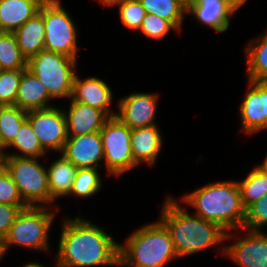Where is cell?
Returning <instances> with one entry per match:
<instances>
[{
    "label": "cell",
    "instance_id": "ba28073f",
    "mask_svg": "<svg viewBox=\"0 0 267 267\" xmlns=\"http://www.w3.org/2000/svg\"><path fill=\"white\" fill-rule=\"evenodd\" d=\"M45 30L44 50L59 53L77 60V28L70 13L63 8L60 0L43 2Z\"/></svg>",
    "mask_w": 267,
    "mask_h": 267
},
{
    "label": "cell",
    "instance_id": "484cf974",
    "mask_svg": "<svg viewBox=\"0 0 267 267\" xmlns=\"http://www.w3.org/2000/svg\"><path fill=\"white\" fill-rule=\"evenodd\" d=\"M9 147L16 148L18 152H13L11 154L8 151H4L2 156L40 158L47 153L41 147L36 134L33 132L32 127L27 120L22 124L14 141L7 148Z\"/></svg>",
    "mask_w": 267,
    "mask_h": 267
},
{
    "label": "cell",
    "instance_id": "52a82bcc",
    "mask_svg": "<svg viewBox=\"0 0 267 267\" xmlns=\"http://www.w3.org/2000/svg\"><path fill=\"white\" fill-rule=\"evenodd\" d=\"M76 63L75 58L43 50L28 60L27 69L45 86L52 99L71 98Z\"/></svg>",
    "mask_w": 267,
    "mask_h": 267
},
{
    "label": "cell",
    "instance_id": "1f68e13d",
    "mask_svg": "<svg viewBox=\"0 0 267 267\" xmlns=\"http://www.w3.org/2000/svg\"><path fill=\"white\" fill-rule=\"evenodd\" d=\"M0 203L10 206H28L23 201L11 175L2 164L0 165Z\"/></svg>",
    "mask_w": 267,
    "mask_h": 267
},
{
    "label": "cell",
    "instance_id": "7bdbcfd3",
    "mask_svg": "<svg viewBox=\"0 0 267 267\" xmlns=\"http://www.w3.org/2000/svg\"><path fill=\"white\" fill-rule=\"evenodd\" d=\"M1 162H2V156L0 155V165H1Z\"/></svg>",
    "mask_w": 267,
    "mask_h": 267
},
{
    "label": "cell",
    "instance_id": "f546056e",
    "mask_svg": "<svg viewBox=\"0 0 267 267\" xmlns=\"http://www.w3.org/2000/svg\"><path fill=\"white\" fill-rule=\"evenodd\" d=\"M22 70H3L0 72V106L16 105Z\"/></svg>",
    "mask_w": 267,
    "mask_h": 267
},
{
    "label": "cell",
    "instance_id": "74e56055",
    "mask_svg": "<svg viewBox=\"0 0 267 267\" xmlns=\"http://www.w3.org/2000/svg\"><path fill=\"white\" fill-rule=\"evenodd\" d=\"M257 168H259L262 172H264L265 174H267V156L264 159L263 163H261L260 165L256 166Z\"/></svg>",
    "mask_w": 267,
    "mask_h": 267
},
{
    "label": "cell",
    "instance_id": "d590c367",
    "mask_svg": "<svg viewBox=\"0 0 267 267\" xmlns=\"http://www.w3.org/2000/svg\"><path fill=\"white\" fill-rule=\"evenodd\" d=\"M229 3V6L235 11L239 10L242 5H244L247 0H227Z\"/></svg>",
    "mask_w": 267,
    "mask_h": 267
},
{
    "label": "cell",
    "instance_id": "7a4b0ae2",
    "mask_svg": "<svg viewBox=\"0 0 267 267\" xmlns=\"http://www.w3.org/2000/svg\"><path fill=\"white\" fill-rule=\"evenodd\" d=\"M173 197L163 203L159 220L168 229L179 258L194 255L207 248L232 239V232H226L218 224L190 214Z\"/></svg>",
    "mask_w": 267,
    "mask_h": 267
},
{
    "label": "cell",
    "instance_id": "ab89813d",
    "mask_svg": "<svg viewBox=\"0 0 267 267\" xmlns=\"http://www.w3.org/2000/svg\"><path fill=\"white\" fill-rule=\"evenodd\" d=\"M4 256V251H3V247L1 245V241H0V260L3 258Z\"/></svg>",
    "mask_w": 267,
    "mask_h": 267
},
{
    "label": "cell",
    "instance_id": "7c38bea8",
    "mask_svg": "<svg viewBox=\"0 0 267 267\" xmlns=\"http://www.w3.org/2000/svg\"><path fill=\"white\" fill-rule=\"evenodd\" d=\"M157 93H133L125 96L117 103V117L130 129L151 126L155 123L158 104Z\"/></svg>",
    "mask_w": 267,
    "mask_h": 267
},
{
    "label": "cell",
    "instance_id": "9c48e42d",
    "mask_svg": "<svg viewBox=\"0 0 267 267\" xmlns=\"http://www.w3.org/2000/svg\"><path fill=\"white\" fill-rule=\"evenodd\" d=\"M107 175L120 176L138 166L131 147V129L117 117H110L100 130Z\"/></svg>",
    "mask_w": 267,
    "mask_h": 267
},
{
    "label": "cell",
    "instance_id": "4fadbf2b",
    "mask_svg": "<svg viewBox=\"0 0 267 267\" xmlns=\"http://www.w3.org/2000/svg\"><path fill=\"white\" fill-rule=\"evenodd\" d=\"M241 239L221 247V254L240 267H267V234L261 231H247Z\"/></svg>",
    "mask_w": 267,
    "mask_h": 267
},
{
    "label": "cell",
    "instance_id": "b9f144b4",
    "mask_svg": "<svg viewBox=\"0 0 267 267\" xmlns=\"http://www.w3.org/2000/svg\"><path fill=\"white\" fill-rule=\"evenodd\" d=\"M4 69H3V67H2V65H1V62H0V72H2Z\"/></svg>",
    "mask_w": 267,
    "mask_h": 267
},
{
    "label": "cell",
    "instance_id": "2e32d148",
    "mask_svg": "<svg viewBox=\"0 0 267 267\" xmlns=\"http://www.w3.org/2000/svg\"><path fill=\"white\" fill-rule=\"evenodd\" d=\"M235 11L227 0H188L187 14L217 33L225 32L230 26V17Z\"/></svg>",
    "mask_w": 267,
    "mask_h": 267
},
{
    "label": "cell",
    "instance_id": "8fae6325",
    "mask_svg": "<svg viewBox=\"0 0 267 267\" xmlns=\"http://www.w3.org/2000/svg\"><path fill=\"white\" fill-rule=\"evenodd\" d=\"M248 80V91L240 105L241 129L246 134L267 129V81Z\"/></svg>",
    "mask_w": 267,
    "mask_h": 267
},
{
    "label": "cell",
    "instance_id": "f1b7e54d",
    "mask_svg": "<svg viewBox=\"0 0 267 267\" xmlns=\"http://www.w3.org/2000/svg\"><path fill=\"white\" fill-rule=\"evenodd\" d=\"M101 181L98 169L78 168L69 196L91 197L100 190Z\"/></svg>",
    "mask_w": 267,
    "mask_h": 267
},
{
    "label": "cell",
    "instance_id": "44dd1931",
    "mask_svg": "<svg viewBox=\"0 0 267 267\" xmlns=\"http://www.w3.org/2000/svg\"><path fill=\"white\" fill-rule=\"evenodd\" d=\"M22 55L28 61L44 50L45 30L43 21V3L39 12L13 33Z\"/></svg>",
    "mask_w": 267,
    "mask_h": 267
},
{
    "label": "cell",
    "instance_id": "d6a6232c",
    "mask_svg": "<svg viewBox=\"0 0 267 267\" xmlns=\"http://www.w3.org/2000/svg\"><path fill=\"white\" fill-rule=\"evenodd\" d=\"M267 226V194L246 209L243 229L261 231Z\"/></svg>",
    "mask_w": 267,
    "mask_h": 267
},
{
    "label": "cell",
    "instance_id": "8992f818",
    "mask_svg": "<svg viewBox=\"0 0 267 267\" xmlns=\"http://www.w3.org/2000/svg\"><path fill=\"white\" fill-rule=\"evenodd\" d=\"M38 159L40 158L2 156L1 164L11 175L23 201L28 206L52 207L49 205L51 197L47 168Z\"/></svg>",
    "mask_w": 267,
    "mask_h": 267
},
{
    "label": "cell",
    "instance_id": "e575fe53",
    "mask_svg": "<svg viewBox=\"0 0 267 267\" xmlns=\"http://www.w3.org/2000/svg\"><path fill=\"white\" fill-rule=\"evenodd\" d=\"M28 206H10L0 203V241L7 235L17 215Z\"/></svg>",
    "mask_w": 267,
    "mask_h": 267
},
{
    "label": "cell",
    "instance_id": "cb8c5ba5",
    "mask_svg": "<svg viewBox=\"0 0 267 267\" xmlns=\"http://www.w3.org/2000/svg\"><path fill=\"white\" fill-rule=\"evenodd\" d=\"M263 34L260 39H251L245 48L250 80L267 81V31Z\"/></svg>",
    "mask_w": 267,
    "mask_h": 267
},
{
    "label": "cell",
    "instance_id": "4316f807",
    "mask_svg": "<svg viewBox=\"0 0 267 267\" xmlns=\"http://www.w3.org/2000/svg\"><path fill=\"white\" fill-rule=\"evenodd\" d=\"M237 182L245 209L267 194V174L257 167L244 180Z\"/></svg>",
    "mask_w": 267,
    "mask_h": 267
},
{
    "label": "cell",
    "instance_id": "30bf717a",
    "mask_svg": "<svg viewBox=\"0 0 267 267\" xmlns=\"http://www.w3.org/2000/svg\"><path fill=\"white\" fill-rule=\"evenodd\" d=\"M27 121L36 134L41 147L62 152L68 139L66 118L62 108L56 106L27 112Z\"/></svg>",
    "mask_w": 267,
    "mask_h": 267
},
{
    "label": "cell",
    "instance_id": "ac0fdd59",
    "mask_svg": "<svg viewBox=\"0 0 267 267\" xmlns=\"http://www.w3.org/2000/svg\"><path fill=\"white\" fill-rule=\"evenodd\" d=\"M131 147L134 162L153 166L162 149V135L156 124L131 129Z\"/></svg>",
    "mask_w": 267,
    "mask_h": 267
},
{
    "label": "cell",
    "instance_id": "d6986e66",
    "mask_svg": "<svg viewBox=\"0 0 267 267\" xmlns=\"http://www.w3.org/2000/svg\"><path fill=\"white\" fill-rule=\"evenodd\" d=\"M45 0H0V28L14 33L40 10Z\"/></svg>",
    "mask_w": 267,
    "mask_h": 267
},
{
    "label": "cell",
    "instance_id": "4dcf8cb0",
    "mask_svg": "<svg viewBox=\"0 0 267 267\" xmlns=\"http://www.w3.org/2000/svg\"><path fill=\"white\" fill-rule=\"evenodd\" d=\"M118 4L122 24L134 31L139 30L146 15V10L139 0H123L115 5Z\"/></svg>",
    "mask_w": 267,
    "mask_h": 267
},
{
    "label": "cell",
    "instance_id": "7402d4cb",
    "mask_svg": "<svg viewBox=\"0 0 267 267\" xmlns=\"http://www.w3.org/2000/svg\"><path fill=\"white\" fill-rule=\"evenodd\" d=\"M47 168L48 188L51 203L61 197L69 196L78 168L69 161L62 153Z\"/></svg>",
    "mask_w": 267,
    "mask_h": 267
},
{
    "label": "cell",
    "instance_id": "5bb4252c",
    "mask_svg": "<svg viewBox=\"0 0 267 267\" xmlns=\"http://www.w3.org/2000/svg\"><path fill=\"white\" fill-rule=\"evenodd\" d=\"M77 168H95L104 161L100 132L68 137L61 152Z\"/></svg>",
    "mask_w": 267,
    "mask_h": 267
},
{
    "label": "cell",
    "instance_id": "3957f363",
    "mask_svg": "<svg viewBox=\"0 0 267 267\" xmlns=\"http://www.w3.org/2000/svg\"><path fill=\"white\" fill-rule=\"evenodd\" d=\"M180 201L195 208V215L218 224L226 232L244 227L246 209L237 181L211 182L184 194Z\"/></svg>",
    "mask_w": 267,
    "mask_h": 267
},
{
    "label": "cell",
    "instance_id": "5b68a950",
    "mask_svg": "<svg viewBox=\"0 0 267 267\" xmlns=\"http://www.w3.org/2000/svg\"><path fill=\"white\" fill-rule=\"evenodd\" d=\"M55 212L46 206H28L21 209L7 235L1 241L4 255L11 246L32 250H49V231Z\"/></svg>",
    "mask_w": 267,
    "mask_h": 267
},
{
    "label": "cell",
    "instance_id": "d4e9b609",
    "mask_svg": "<svg viewBox=\"0 0 267 267\" xmlns=\"http://www.w3.org/2000/svg\"><path fill=\"white\" fill-rule=\"evenodd\" d=\"M27 120V111L16 105L0 106V147L5 151L15 139L22 124Z\"/></svg>",
    "mask_w": 267,
    "mask_h": 267
},
{
    "label": "cell",
    "instance_id": "277c9868",
    "mask_svg": "<svg viewBox=\"0 0 267 267\" xmlns=\"http://www.w3.org/2000/svg\"><path fill=\"white\" fill-rule=\"evenodd\" d=\"M125 240L119 244L121 267H164L179 258L168 229L159 219L136 229Z\"/></svg>",
    "mask_w": 267,
    "mask_h": 267
},
{
    "label": "cell",
    "instance_id": "836d02e7",
    "mask_svg": "<svg viewBox=\"0 0 267 267\" xmlns=\"http://www.w3.org/2000/svg\"><path fill=\"white\" fill-rule=\"evenodd\" d=\"M172 29L177 32V29L169 21L157 15L146 13L139 31L147 38L158 40L165 37Z\"/></svg>",
    "mask_w": 267,
    "mask_h": 267
},
{
    "label": "cell",
    "instance_id": "f35d334b",
    "mask_svg": "<svg viewBox=\"0 0 267 267\" xmlns=\"http://www.w3.org/2000/svg\"><path fill=\"white\" fill-rule=\"evenodd\" d=\"M23 267H44V265L43 264H40V263H36V262H28V263H26V265H23Z\"/></svg>",
    "mask_w": 267,
    "mask_h": 267
},
{
    "label": "cell",
    "instance_id": "8d00e7d4",
    "mask_svg": "<svg viewBox=\"0 0 267 267\" xmlns=\"http://www.w3.org/2000/svg\"><path fill=\"white\" fill-rule=\"evenodd\" d=\"M104 6L112 7L115 6L116 3L123 0H99Z\"/></svg>",
    "mask_w": 267,
    "mask_h": 267
},
{
    "label": "cell",
    "instance_id": "603a6c76",
    "mask_svg": "<svg viewBox=\"0 0 267 267\" xmlns=\"http://www.w3.org/2000/svg\"><path fill=\"white\" fill-rule=\"evenodd\" d=\"M188 0H139L146 13L157 15L169 21L177 31H181L182 22L187 14Z\"/></svg>",
    "mask_w": 267,
    "mask_h": 267
},
{
    "label": "cell",
    "instance_id": "60d3db41",
    "mask_svg": "<svg viewBox=\"0 0 267 267\" xmlns=\"http://www.w3.org/2000/svg\"><path fill=\"white\" fill-rule=\"evenodd\" d=\"M4 150L0 147V155L2 156Z\"/></svg>",
    "mask_w": 267,
    "mask_h": 267
},
{
    "label": "cell",
    "instance_id": "e0dca14e",
    "mask_svg": "<svg viewBox=\"0 0 267 267\" xmlns=\"http://www.w3.org/2000/svg\"><path fill=\"white\" fill-rule=\"evenodd\" d=\"M66 118L68 137L100 132L110 118L103 110L87 104L74 102L70 98L69 110H63Z\"/></svg>",
    "mask_w": 267,
    "mask_h": 267
},
{
    "label": "cell",
    "instance_id": "ffe728a7",
    "mask_svg": "<svg viewBox=\"0 0 267 267\" xmlns=\"http://www.w3.org/2000/svg\"><path fill=\"white\" fill-rule=\"evenodd\" d=\"M45 86L28 69L22 70L20 86L16 96V106L25 111L46 109L53 107L49 102Z\"/></svg>",
    "mask_w": 267,
    "mask_h": 267
},
{
    "label": "cell",
    "instance_id": "83f0119b",
    "mask_svg": "<svg viewBox=\"0 0 267 267\" xmlns=\"http://www.w3.org/2000/svg\"><path fill=\"white\" fill-rule=\"evenodd\" d=\"M0 62L4 70H25L27 60L22 55L13 33L0 34Z\"/></svg>",
    "mask_w": 267,
    "mask_h": 267
},
{
    "label": "cell",
    "instance_id": "9a60e30c",
    "mask_svg": "<svg viewBox=\"0 0 267 267\" xmlns=\"http://www.w3.org/2000/svg\"><path fill=\"white\" fill-rule=\"evenodd\" d=\"M113 93L108 84L98 77L81 79L77 72L73 80L71 99L74 102L84 103L93 108L103 110L109 117H114L116 112L111 110Z\"/></svg>",
    "mask_w": 267,
    "mask_h": 267
},
{
    "label": "cell",
    "instance_id": "6da1fadb",
    "mask_svg": "<svg viewBox=\"0 0 267 267\" xmlns=\"http://www.w3.org/2000/svg\"><path fill=\"white\" fill-rule=\"evenodd\" d=\"M119 244L100 226L64 218L55 264L61 267L119 266Z\"/></svg>",
    "mask_w": 267,
    "mask_h": 267
}]
</instances>
